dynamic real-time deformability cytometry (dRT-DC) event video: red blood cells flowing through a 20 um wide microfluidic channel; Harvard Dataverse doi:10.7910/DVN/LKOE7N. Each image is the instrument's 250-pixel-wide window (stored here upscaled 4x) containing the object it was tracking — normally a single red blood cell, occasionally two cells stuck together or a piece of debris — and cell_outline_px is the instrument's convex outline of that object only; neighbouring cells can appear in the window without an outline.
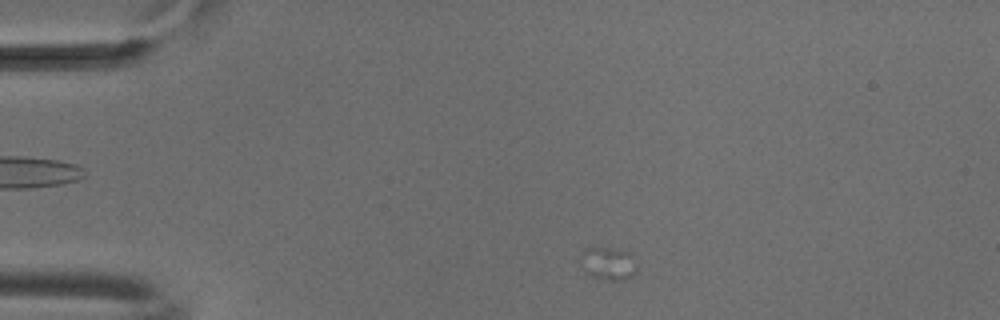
{"species": "common noctule bat (a hibernating species)", "species_latin": "Nyctalus noctula", "temperature_condition": "cold", "stored_images_in_passage": 5, "camera_frame_rate_fps": 3000, "um_per_image_px": 0.085, "animal": {"sex": "male", "body_mass_g": 18.8}, "frame": {"image": 1, "passage_image": 3, "time_ms": 0.667, "image_size_px": [1000, 320], "cell_outline_px": [[636, 272], [632, 276], [624, 280], [612, 280], [592, 276], [584, 272], [580, 268], [580, 252], [584, 248], [616, 248], [628, 252], [636, 268]], "centroid_in_image_um": [51.62, 22.39], "position_along_channel_um": 33.4, "area_um2": 10.81}}